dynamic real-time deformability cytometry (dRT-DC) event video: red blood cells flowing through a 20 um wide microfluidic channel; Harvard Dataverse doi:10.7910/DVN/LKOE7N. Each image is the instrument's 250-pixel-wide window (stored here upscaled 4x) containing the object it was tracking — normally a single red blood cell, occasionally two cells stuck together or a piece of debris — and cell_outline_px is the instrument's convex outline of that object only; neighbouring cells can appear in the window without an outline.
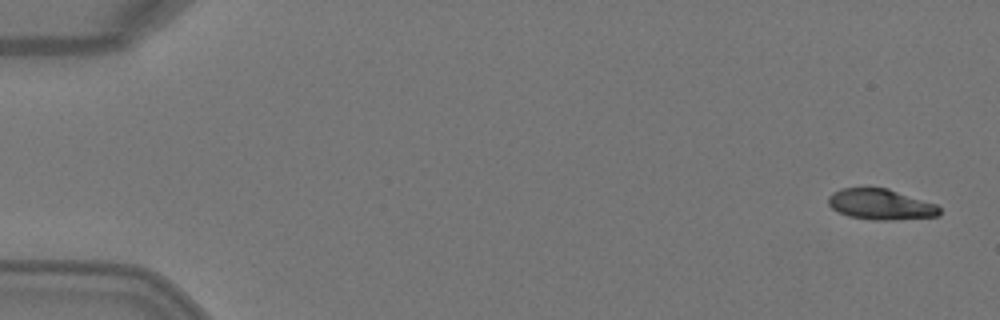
{"species": "Egyptian fruit bat (a non-hibernating species)", "species_latin": "Rousettus aegyptiacus", "temperature_condition": "warm", "stored_images_in_passage": 7, "camera_frame_rate_fps": 3000, "um_per_image_px": 0.085, "animal": {"sex": "female"}, "frame": {"image": 1, "passage_image": 1, "time_ms": 0.0, "image_size_px": [1000, 320], "cell_outline_px": [[940, 216], [888, 220], [872, 220], [848, 216], [832, 208], [828, 204], [828, 196], [832, 192], [840, 188], [888, 188], [936, 204], [940, 208]], "centroid_in_image_um": [74.85, 17.37], "position_along_channel_um": 10.2, "area_um2": 19.88}}
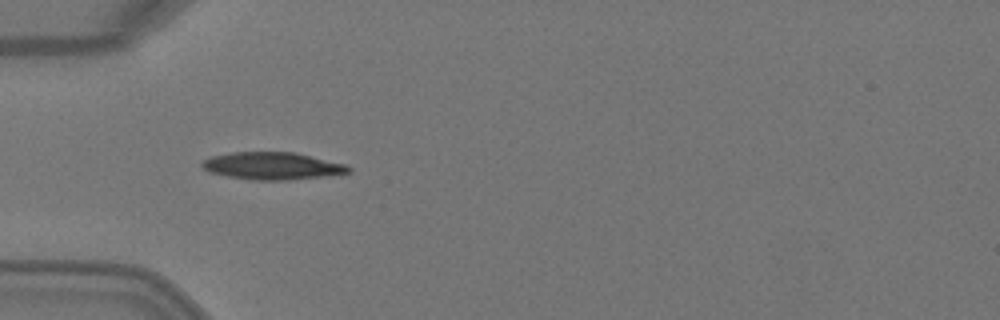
{"frame": {"image": 2, "passage_image": 5, "time_ms": 1.333, "image_size_px": [1000, 320], "cell_outline_px": [[352, 172], [288, 180], [252, 180], [228, 176], [208, 172], [200, 164], [204, 160], [212, 156], [232, 152], [296, 152], [344, 164], [352, 168]], "centroid_in_image_um": [23.13, 14.1], "position_along_channel_um": 61.9, "area_um2": 23.18}}
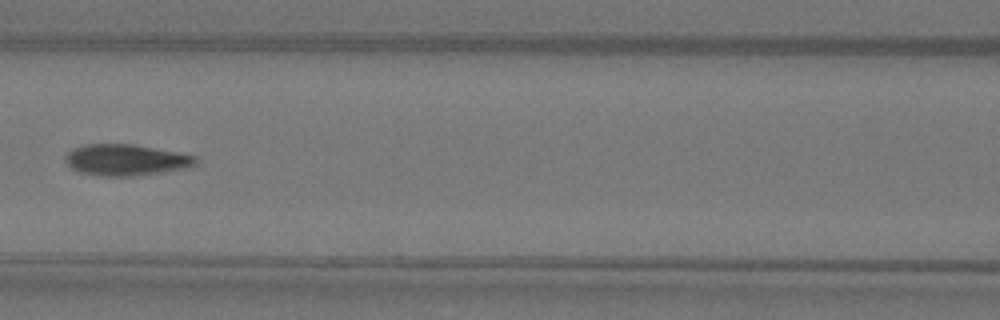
{"frame": {"image": 3, "passage_image": 7, "time_ms": 2.0, "image_size_px": [1000, 320], "cell_outline_px": [[196, 164], [184, 168], [160, 172], [132, 176], [100, 176], [80, 172], [72, 168], [64, 160], [68, 152], [72, 148], [84, 144], [132, 144], [180, 152], [196, 156]], "centroid_in_image_um": [10.68, 13.58], "position_along_channel_um": 155.9, "area_um2": 23.64}}